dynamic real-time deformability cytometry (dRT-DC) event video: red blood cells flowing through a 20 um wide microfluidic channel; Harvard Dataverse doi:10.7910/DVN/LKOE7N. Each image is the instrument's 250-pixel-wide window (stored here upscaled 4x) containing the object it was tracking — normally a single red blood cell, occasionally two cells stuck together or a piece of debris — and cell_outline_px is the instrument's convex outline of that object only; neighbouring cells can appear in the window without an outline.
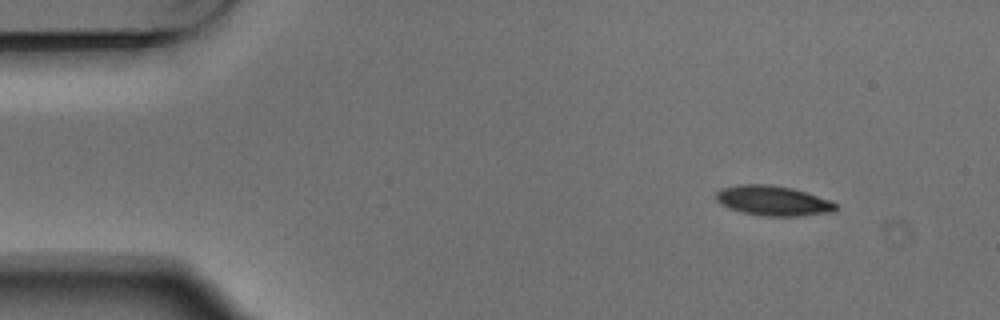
{"species": "Egyptian fruit bat (a non-hibernating species)", "species_latin": "Rousettus aegyptiacus", "temperature_condition": "warm", "stored_images_in_passage": 4, "camera_frame_rate_fps": 3000, "um_per_image_px": 0.085, "animal": {"sex": "male"}, "frame": {"image": 1, "passage_image": 1, "time_ms": 0.0, "image_size_px": [1000, 320], "cell_outline_px": [[836, 208], [832, 212], [800, 216], [760, 216], [740, 212], [728, 208], [720, 204], [716, 200], [716, 192], [720, 188], [740, 184], [772, 184], [792, 188], [832, 200], [836, 204]], "centroid_in_image_um": [65.68, 17.06], "position_along_channel_um": 19.3, "area_um2": 21.15}}
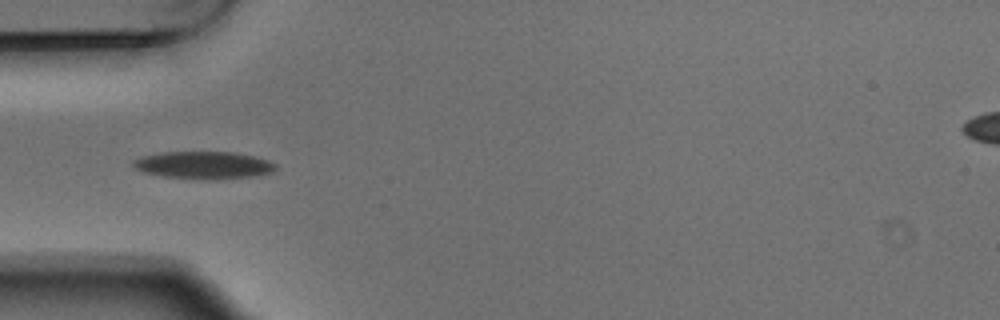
{"frame": {"image": 2, "passage_image": 4, "time_ms": 1.0, "image_size_px": [1000, 320], "cell_outline_px": [[276, 168], [272, 172], [252, 176], [216, 180], [208, 180], [164, 176], [144, 172], [132, 168], [132, 160], [140, 156], [160, 152], [232, 152], [252, 156], [268, 160], [276, 164]], "centroid_in_image_um": [17.26, 14.04], "position_along_channel_um": 67.7, "area_um2": 22.89}}